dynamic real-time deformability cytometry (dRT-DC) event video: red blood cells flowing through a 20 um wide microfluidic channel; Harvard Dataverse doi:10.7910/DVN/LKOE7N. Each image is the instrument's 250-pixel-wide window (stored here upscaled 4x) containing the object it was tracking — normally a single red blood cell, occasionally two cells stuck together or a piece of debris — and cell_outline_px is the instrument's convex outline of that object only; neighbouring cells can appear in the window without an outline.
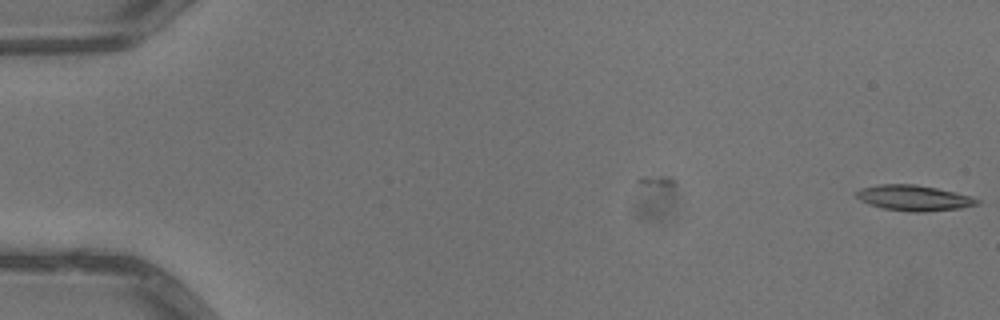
{"species": "common noctule bat (a hibernating species)", "species_latin": "Nyctalus noctula", "temperature_condition": "warm", "stored_images_in_passage": 2, "camera_frame_rate_fps": 3000, "um_per_image_px": 0.085, "animal": {"sex": "male", "body_mass_g": 13.3}, "frame": {"image": 1, "passage_image": 2, "time_ms": 0.333, "image_size_px": [1000, 320], "cell_outline_px": [[980, 204], [960, 208], [924, 212], [908, 212], [884, 208], [868, 204], [860, 200], [852, 192], [860, 188], [876, 184], [916, 184], [936, 188], [972, 196], [980, 200]], "centroid_in_image_um": [77.64, 16.82], "position_along_channel_um": 7.4, "area_um2": 18.21}}